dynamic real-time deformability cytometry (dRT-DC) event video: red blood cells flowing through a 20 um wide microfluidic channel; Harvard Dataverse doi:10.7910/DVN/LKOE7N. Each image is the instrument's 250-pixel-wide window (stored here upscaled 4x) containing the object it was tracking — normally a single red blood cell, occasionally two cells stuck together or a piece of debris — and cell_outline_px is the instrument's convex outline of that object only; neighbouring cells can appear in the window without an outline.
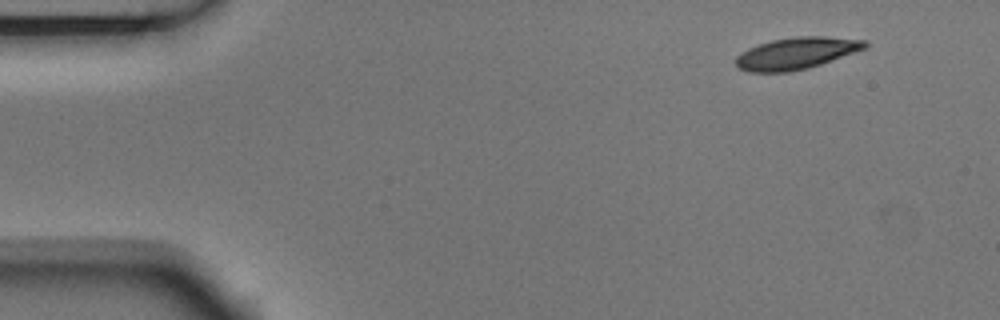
{"species": "Egyptian fruit bat (a non-hibernating species)", "species_latin": "Rousettus aegyptiacus", "temperature_condition": "room temperature", "stored_images_in_passage": 3, "camera_frame_rate_fps": 3000, "um_per_image_px": 0.085, "animal": {"sex": "male"}, "frame": {"image": 1, "passage_image": 1, "time_ms": 0.0, "image_size_px": [1000, 320], "cell_outline_px": [[868, 48], [808, 68], [788, 72], [748, 72], [736, 68], [736, 56], [740, 52], [748, 48], [772, 40], [796, 36], [824, 36], [868, 40]], "centroid_in_image_um": [67.7, 4.53], "position_along_channel_um": 17.3, "area_um2": 24.1}}